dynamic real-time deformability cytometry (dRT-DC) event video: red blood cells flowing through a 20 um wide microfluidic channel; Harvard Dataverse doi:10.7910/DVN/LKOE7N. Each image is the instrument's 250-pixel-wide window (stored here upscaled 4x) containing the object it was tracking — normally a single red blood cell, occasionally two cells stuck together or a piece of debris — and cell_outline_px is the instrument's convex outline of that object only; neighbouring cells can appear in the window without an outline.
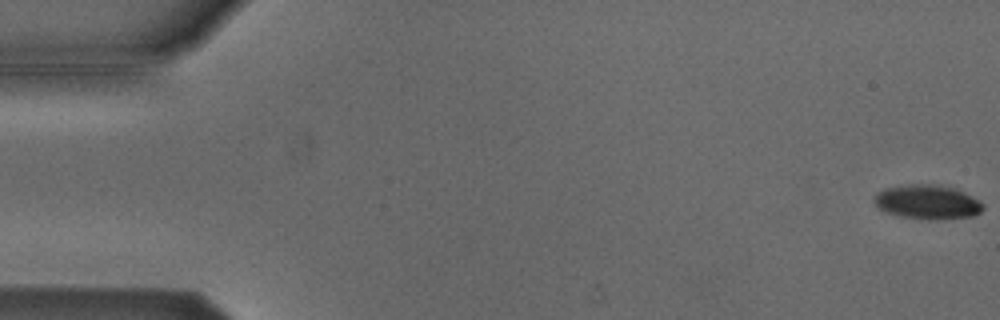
{"species": "Egyptian fruit bat (a non-hibernating species)", "species_latin": "Rousettus aegyptiacus", "temperature_condition": "cold", "stored_images_in_passage": 5, "camera_frame_rate_fps": 3000, "um_per_image_px": 0.085, "animal": {"sex": "male"}, "frame": {"image": 1, "passage_image": 1, "time_ms": 0.0, "image_size_px": [1000, 320], "cell_outline_px": [[984, 208], [980, 212], [972, 216], [928, 220], [900, 216], [888, 212], [880, 208], [872, 200], [872, 196], [876, 192], [884, 188], [908, 184], [936, 184], [952, 188], [964, 192], [980, 200], [984, 204]], "centroid_in_image_um": [78.81, 17.16], "position_along_channel_um": 6.2, "area_um2": 21.79}}
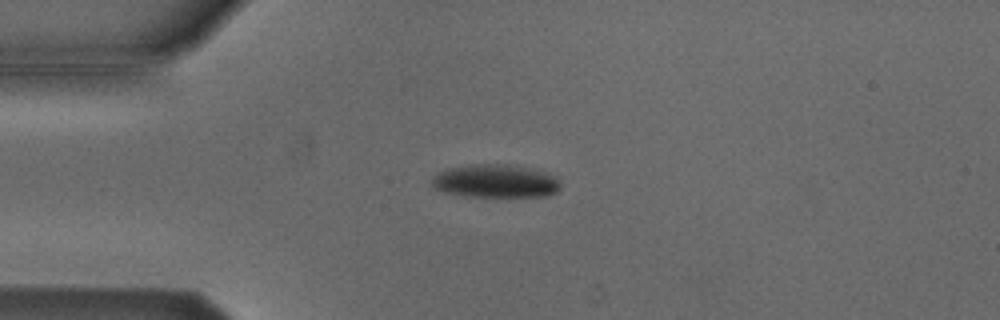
{"frame": {"image": 2, "passage_image": 4, "time_ms": 1.0, "image_size_px": [1000, 320], "cell_outline_px": [[560, 188], [556, 192], [548, 196], [468, 196], [444, 192], [436, 188], [432, 184], [432, 180], [440, 172], [448, 168], [472, 164], [504, 164], [528, 168], [556, 176], [560, 184]], "centroid_in_image_um": [42.14, 15.39], "position_along_channel_um": 42.9, "area_um2": 24.51}}